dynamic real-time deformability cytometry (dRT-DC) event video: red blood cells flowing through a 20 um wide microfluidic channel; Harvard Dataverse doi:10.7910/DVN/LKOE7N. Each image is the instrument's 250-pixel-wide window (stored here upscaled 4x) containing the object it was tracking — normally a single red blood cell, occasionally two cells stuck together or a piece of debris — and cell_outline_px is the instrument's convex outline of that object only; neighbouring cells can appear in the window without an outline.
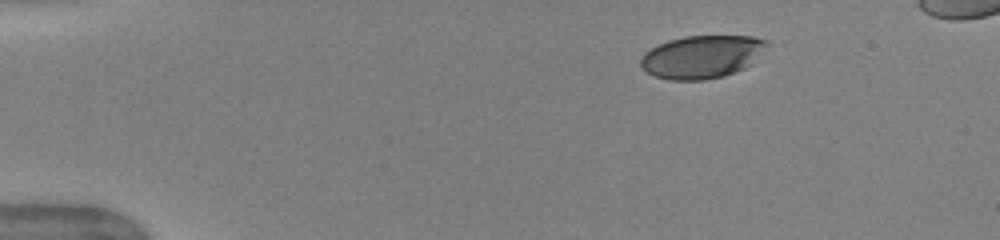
{"species": "human", "species_latin": "Homo sapiens", "temperature_condition": "warm", "stored_images_in_passage": 44, "camera_frame_rate_fps": 3000, "um_per_image_px": 0.085, "donor": {"sex": "female"}, "frame": {"image": 1, "passage_image": 1, "time_ms": 0.0, "image_size_px": [1000, 240], "cell_outline_px": [[772, 44], [744, 68], [724, 76], [704, 80], [672, 80], [656, 76], [648, 72], [640, 64], [640, 60], [644, 52], [656, 44], [668, 40], [684, 36], [752, 36], [768, 40]], "centroid_in_image_um": [59.67, 4.81], "position_along_channel_um": 25.3, "area_um2": 31.62}}
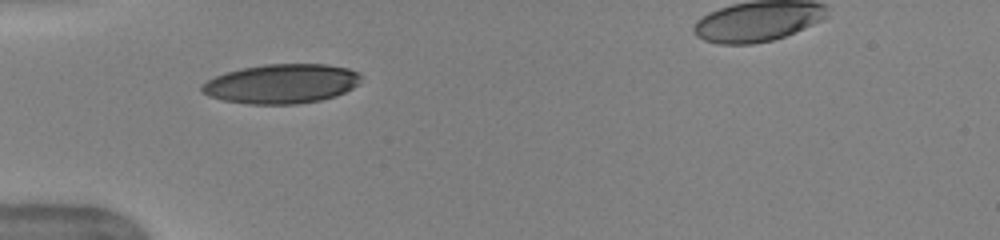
{"frame": {"image": 2, "passage_image": 10, "time_ms": 3.0, "image_size_px": [1000, 240], "cell_outline_px": [[360, 80], [352, 88], [336, 96], [320, 100], [296, 104], [248, 104], [224, 100], [208, 96], [200, 92], [200, 84], [216, 76], [240, 68], [264, 64], [328, 64], [348, 68], [360, 72]], "centroid_in_image_um": [23.91, 7.11], "position_along_channel_um": 61.1, "area_um2": 36.65}}
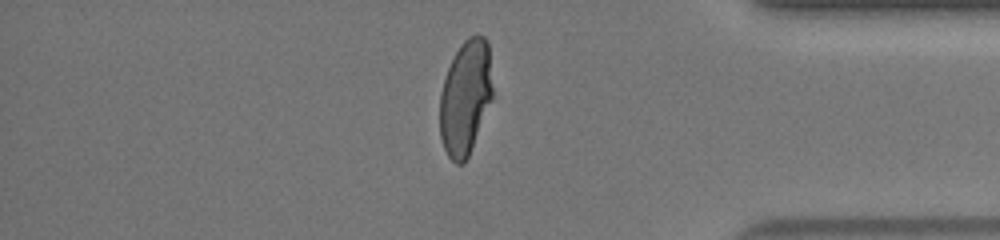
{"frame": {"image": 3, "passage_image": 37, "time_ms": 12.0, "image_size_px": [1000, 240], "cell_outline_px": [[492, 100], [468, 156], [464, 164], [456, 164], [448, 156], [444, 148], [440, 136], [440, 96], [444, 80], [448, 68], [460, 44], [468, 36], [484, 36], [488, 40], [492, 88]], "centroid_in_image_um": [39.56, 8.29], "position_along_channel_um": 395.6, "area_um2": 35.08}}